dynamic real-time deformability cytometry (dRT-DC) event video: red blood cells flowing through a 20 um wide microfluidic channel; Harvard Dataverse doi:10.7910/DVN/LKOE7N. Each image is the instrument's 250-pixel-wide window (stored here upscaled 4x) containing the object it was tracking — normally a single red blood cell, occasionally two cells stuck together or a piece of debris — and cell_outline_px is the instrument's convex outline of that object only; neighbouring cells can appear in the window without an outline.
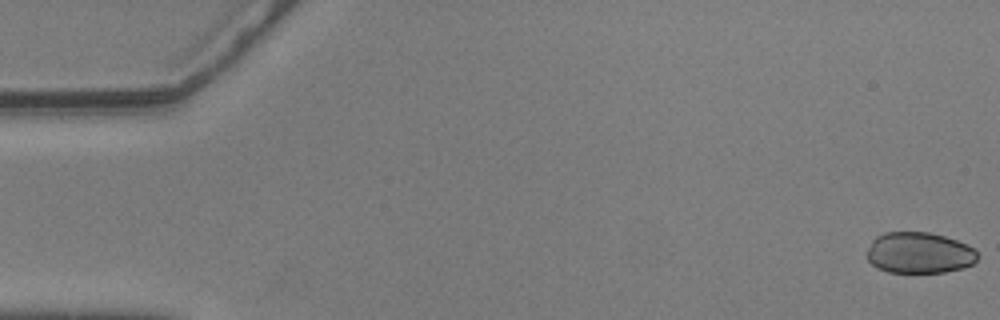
{"species": "common noctule bat (a hibernating species)", "species_latin": "Nyctalus noctula", "temperature_condition": "warm", "stored_images_in_passage": 57, "camera_frame_rate_fps": 3000, "um_per_image_px": 0.085, "animal": {"sex": "male", "body_mass_g": 20.5, "forearm_length_mm": 52.5}, "frame": {"image": 1, "passage_image": 1, "time_ms": 0.0, "image_size_px": [1000, 320], "cell_outline_px": [[976, 260], [972, 264], [960, 268], [944, 272], [888, 272], [876, 268], [868, 260], [868, 248], [872, 240], [876, 236], [884, 232], [928, 232], [944, 236], [956, 240], [976, 248]], "centroid_in_image_um": [78.11, 21.48], "position_along_channel_um": 6.9, "area_um2": 26.41}}
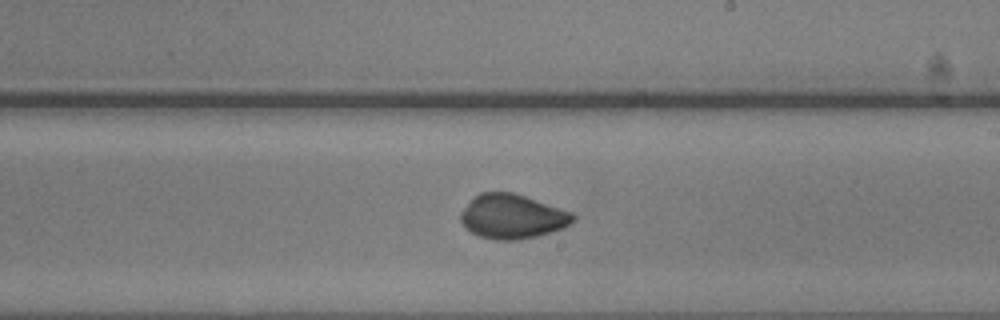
{"frame": {"image": 2, "passage_image": 33, "time_ms": 10.667, "image_size_px": [1000, 320], "cell_outline_px": [[576, 220], [564, 228], [552, 232], [520, 240], [496, 240], [480, 236], [464, 228], [460, 220], [460, 212], [480, 192], [516, 192], [572, 212], [576, 216]], "centroid_in_image_um": [43.58, 18.4], "position_along_channel_um": 245.4, "area_um2": 29.3}}
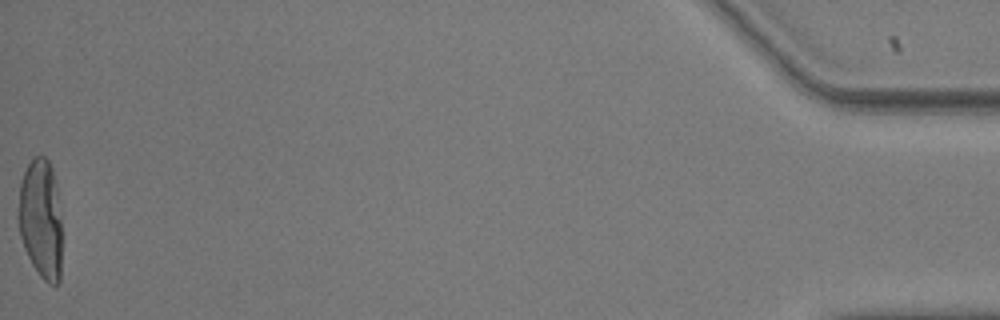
{"frame": {"image": 3, "passage_image": 57, "time_ms": 18.667, "image_size_px": [1000, 320], "cell_outline_px": [[60, 280], [56, 284], [48, 284], [40, 276], [32, 264], [24, 248], [20, 236], [16, 216], [16, 212], [20, 184], [24, 172], [28, 164], [36, 156], [44, 156], [48, 160], [52, 168], [56, 184], [60, 220]], "centroid_in_image_um": [3.43, 18.61], "position_along_channel_um": 431.8, "area_um2": 30.46}, "authors_computed_cell_mechanics": {"area_um2": 29.2468, "velocity_mm_per_s": 3.5948, "shape_relaxation_time_tau1_ms": 7.8187, "shape_relaxation_time_tau2_ms": 0.7991, "deformation_change_tau1": 0.2262, "deformation_change_tau2": 0.0376}}